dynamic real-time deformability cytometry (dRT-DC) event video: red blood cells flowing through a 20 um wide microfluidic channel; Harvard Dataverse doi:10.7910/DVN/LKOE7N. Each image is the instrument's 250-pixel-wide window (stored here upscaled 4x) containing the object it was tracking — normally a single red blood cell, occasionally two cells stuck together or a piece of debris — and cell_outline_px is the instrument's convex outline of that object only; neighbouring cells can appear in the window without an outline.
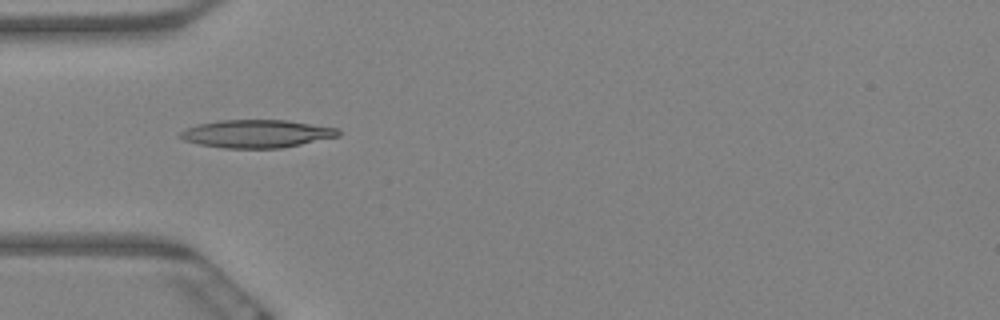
{"species": "Egyptian fruit bat (a non-hibernating species)", "species_latin": "Rousettus aegyptiacus", "temperature_condition": "warm", "stored_images_in_passage": 38, "camera_frame_rate_fps": 3000, "um_per_image_px": 0.085, "animal": {"sex": "female"}, "frame": {"image": 1, "passage_image": 1, "time_ms": 0.0, "image_size_px": [1000, 320], "cell_outline_px": [[340, 136], [280, 148], [224, 148], [200, 144], [184, 140], [176, 136], [184, 128], [196, 124], [220, 120], [288, 120], [336, 128], [340, 132]], "centroid_in_image_um": [21.76, 11.36], "position_along_channel_um": 63.2, "area_um2": 25.72}}
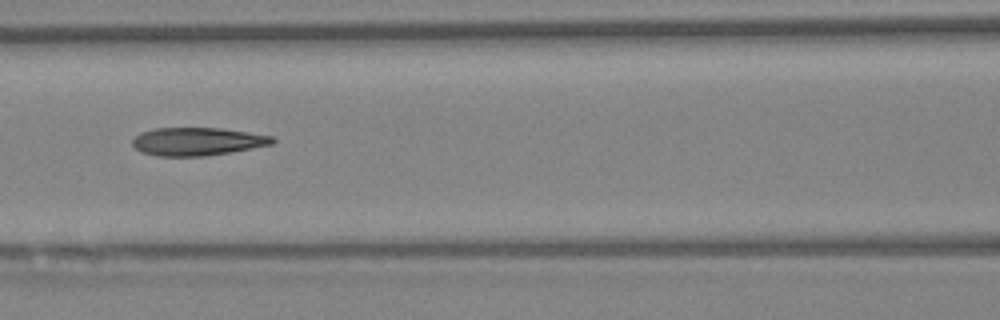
{"frame": {"image": 2, "passage_image": 9, "time_ms": 2.667, "image_size_px": [1000, 320], "cell_outline_px": [[276, 140], [272, 144], [232, 152], [208, 156], [156, 156], [144, 152], [136, 148], [132, 144], [132, 140], [140, 132], [156, 128], [220, 128], [248, 132], [272, 136]], "centroid_in_image_um": [16.78, 12.03], "position_along_channel_um": 149.8, "area_um2": 22.83}}
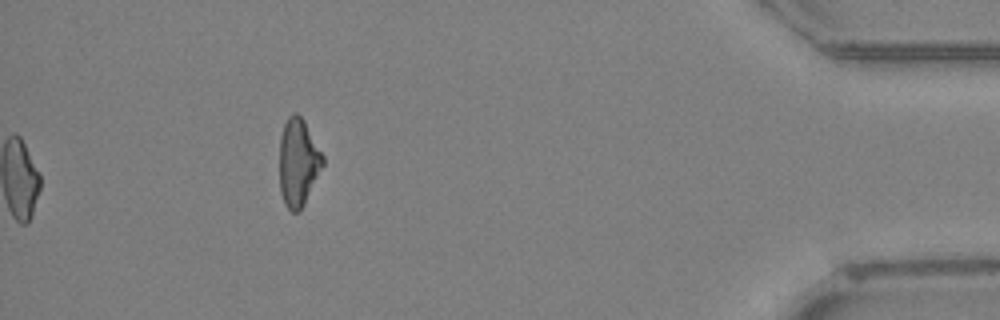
{"frame": {"image": 3, "passage_image": 38, "time_ms": 12.333, "image_size_px": [1000, 320], "cell_outline_px": [[324, 164], [304, 204], [296, 212], [292, 212], [284, 204], [280, 192], [280, 136], [284, 124], [288, 116], [292, 112], [296, 112], [304, 120], [324, 156]], "centroid_in_image_um": [25.34, 13.78], "position_along_channel_um": 409.9, "area_um2": 22.08}, "authors_computed_cell_mechanics": {"area_um2": 22.831, "velocity_mm_per_s": 3.2893, "shape_relaxation_time_tau1_ms": null, "shape_relaxation_time_tau2_ms": 4.3016, "deformation_change_tau1": null, "deformation_change_tau2": 0.1479}}